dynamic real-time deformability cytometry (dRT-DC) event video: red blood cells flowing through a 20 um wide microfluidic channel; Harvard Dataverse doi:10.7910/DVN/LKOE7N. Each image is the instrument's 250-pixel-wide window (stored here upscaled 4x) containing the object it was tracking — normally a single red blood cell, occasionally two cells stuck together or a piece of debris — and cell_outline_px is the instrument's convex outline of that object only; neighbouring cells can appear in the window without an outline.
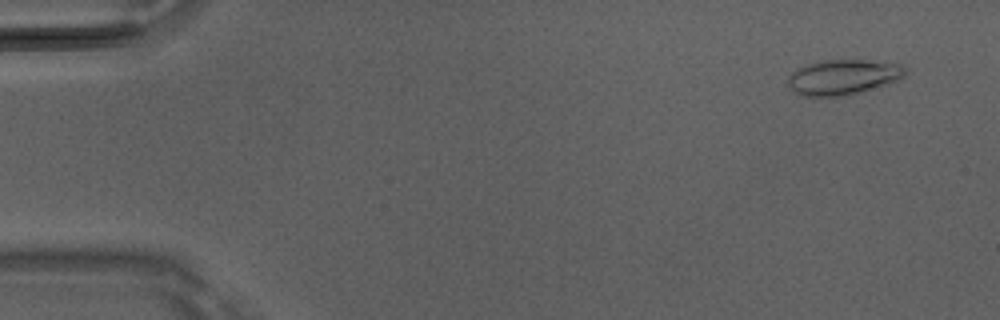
{"species": "Egyptian fruit bat (a non-hibernating species)", "species_latin": "Rousettus aegyptiacus", "temperature_condition": "room temperature", "stored_images_in_passage": 48, "camera_frame_rate_fps": 3000, "um_per_image_px": 0.085, "animal": {"sex": "male"}, "frame": {"image": 1, "passage_image": 1, "time_ms": 0.0, "image_size_px": [1000, 320], "cell_outline_px": [[908, 72], [904, 76], [888, 84], [852, 96], [796, 96], [788, 84], [788, 76], [792, 72], [808, 64], [820, 60], [864, 60], [904, 64], [908, 68]], "centroid_in_image_um": [71.7, 6.57], "position_along_channel_um": 13.3, "area_um2": 24.57}}
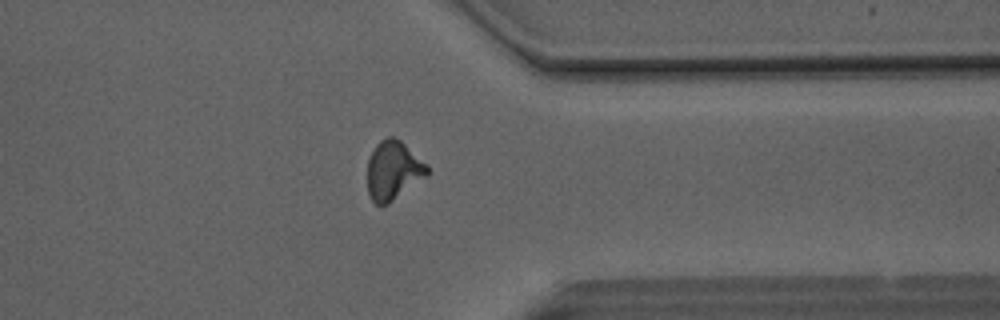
{"frame": {"image": 2, "passage_image": 37, "time_ms": 12.0, "image_size_px": [1000, 320], "cell_outline_px": [[428, 172], [424, 176], [388, 204], [376, 204], [372, 200], [368, 192], [368, 160], [376, 144], [380, 140], [388, 136], [392, 136], [400, 140], [428, 164]], "centroid_in_image_um": [33.41, 14.45], "position_along_channel_um": 378.0, "area_um2": 20.11}}
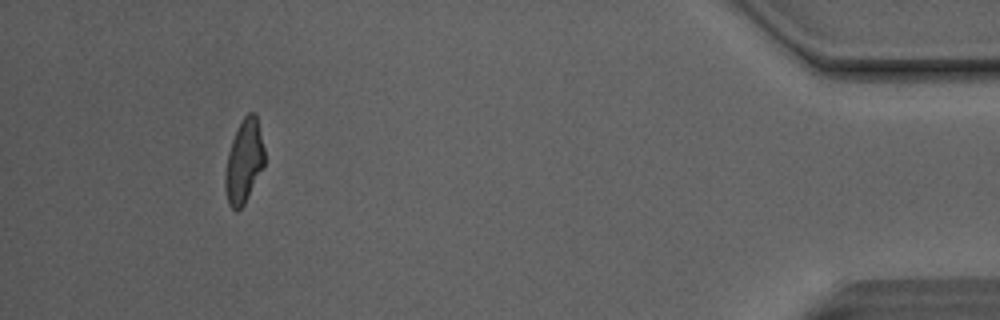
{"frame": {"image": 3, "passage_image": 44, "time_ms": 14.333, "image_size_px": [1000, 320], "cell_outline_px": [[264, 168], [244, 204], [236, 212], [228, 204], [224, 188], [224, 176], [228, 152], [236, 128], [244, 116], [248, 112], [256, 112], [264, 148]], "centroid_in_image_um": [20.73, 13.72], "position_along_channel_um": 414.5, "area_um2": 19.42}, "authors_computed_cell_mechanics": {"area_um2": 19.9699, "velocity_mm_per_s": 4.131, "shape_relaxation_time_tau1_ms": 5.8377, "shape_relaxation_time_tau2_ms": 1.6972, "deformation_change_tau1": 0.1894, "deformation_change_tau2": 0.0903}}